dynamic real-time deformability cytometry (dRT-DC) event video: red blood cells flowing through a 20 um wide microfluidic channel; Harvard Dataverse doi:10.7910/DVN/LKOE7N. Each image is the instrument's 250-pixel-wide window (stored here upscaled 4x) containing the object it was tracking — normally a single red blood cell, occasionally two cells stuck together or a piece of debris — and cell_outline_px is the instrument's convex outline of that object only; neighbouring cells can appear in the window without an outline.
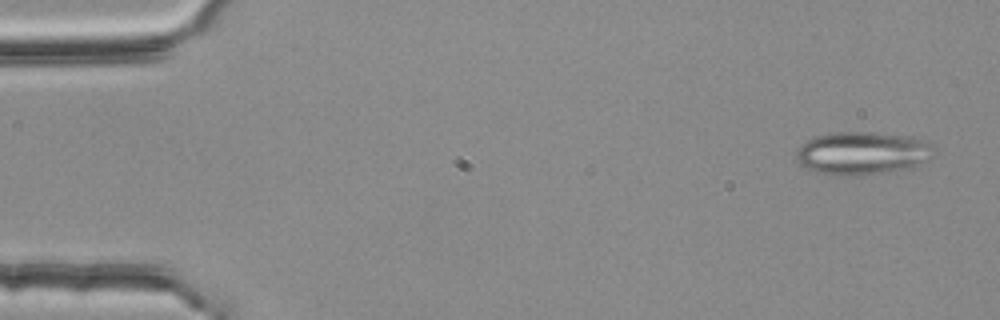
{"species": "common noctule bat (a hibernating species)", "species_latin": "Nyctalus noctula", "temperature_condition": "room temperature", "stored_images_in_passage": 54, "segment_of_instrument_passage": [1, 2], "camera_frame_rate_fps": 3000, "um_per_image_px": 0.085, "animal": {"sex": "female", "body_mass_g": 25.1}, "frame": {"image": 1, "passage_image": 3, "time_ms": 0.667, "image_size_px": [1000, 320], "cell_outline_px": [[928, 160], [912, 168], [844, 176], [836, 176], [820, 172], [808, 168], [800, 164], [796, 156], [796, 152], [800, 144], [816, 136], [832, 132], [872, 132], [908, 136], [928, 140]], "centroid_in_image_um": [73.23, 13.0], "position_along_channel_um": 11.8, "area_um2": 33.81}}